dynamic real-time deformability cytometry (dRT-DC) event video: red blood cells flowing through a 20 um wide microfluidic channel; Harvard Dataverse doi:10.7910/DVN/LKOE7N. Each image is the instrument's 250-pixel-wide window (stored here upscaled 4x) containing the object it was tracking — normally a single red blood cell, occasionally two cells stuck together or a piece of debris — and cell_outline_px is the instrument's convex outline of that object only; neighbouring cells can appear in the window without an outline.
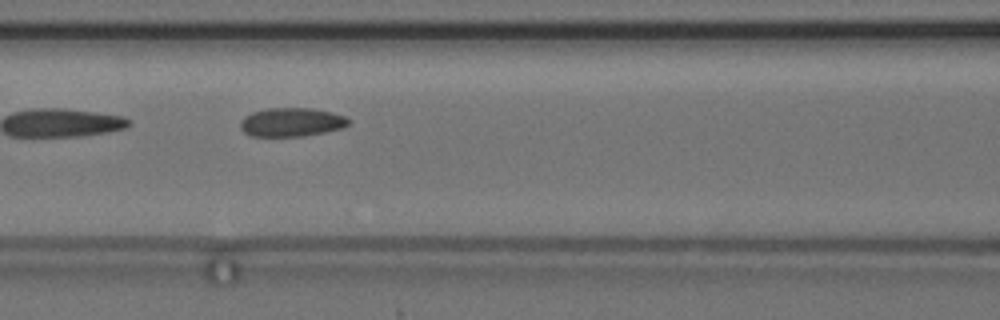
{"species": "common noctule bat (a hibernating species)", "species_latin": "Nyctalus noctula", "temperature_condition": "cold", "stored_images_in_passage": 8, "camera_frame_rate_fps": 3000, "um_per_image_px": 0.085, "animal": {"sex": "female", "body_mass_g": 24.6, "forearm_length_mm": 56.2}, "frame": {"image": 1, "passage_image": 7, "time_ms": 7.333, "image_size_px": [1000, 320], "cell_outline_px": [[352, 120], [348, 124], [340, 128], [324, 132], [304, 136], [252, 136], [244, 132], [240, 128], [240, 120], [244, 116], [252, 112], [268, 108], [312, 108], [332, 112], [344, 116]], "centroid_in_image_um": [24.76, 10.38], "position_along_channel_um": 141.8, "area_um2": 18.15}}